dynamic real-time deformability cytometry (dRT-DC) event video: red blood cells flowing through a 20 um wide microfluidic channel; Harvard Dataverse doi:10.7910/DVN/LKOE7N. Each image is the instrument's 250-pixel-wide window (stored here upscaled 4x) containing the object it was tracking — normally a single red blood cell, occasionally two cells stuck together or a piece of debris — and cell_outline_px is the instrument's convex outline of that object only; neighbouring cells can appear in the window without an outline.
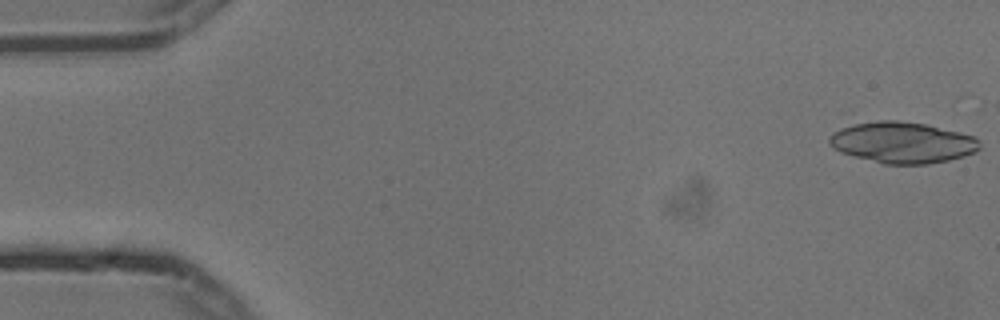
{"species": "common noctule bat (a hibernating species)", "species_latin": "Nyctalus noctula", "temperature_condition": "cold", "stored_images_in_passage": 3, "camera_frame_rate_fps": 3000, "um_per_image_px": 0.085, "animal": {"sex": "male", "body_mass_g": 13.3}, "frame": {"image": 1, "passage_image": 1, "time_ms": 0.0, "image_size_px": [1000, 320], "cell_outline_px": [[980, 148], [976, 152], [964, 156], [948, 160], [928, 164], [884, 164], [840, 152], [832, 148], [828, 144], [828, 140], [836, 132], [844, 128], [856, 124], [880, 120], [896, 120], [924, 124], [972, 136], [980, 144]], "centroid_in_image_um": [76.7, 12.13], "position_along_channel_um": 8.3, "area_um2": 35.43}}